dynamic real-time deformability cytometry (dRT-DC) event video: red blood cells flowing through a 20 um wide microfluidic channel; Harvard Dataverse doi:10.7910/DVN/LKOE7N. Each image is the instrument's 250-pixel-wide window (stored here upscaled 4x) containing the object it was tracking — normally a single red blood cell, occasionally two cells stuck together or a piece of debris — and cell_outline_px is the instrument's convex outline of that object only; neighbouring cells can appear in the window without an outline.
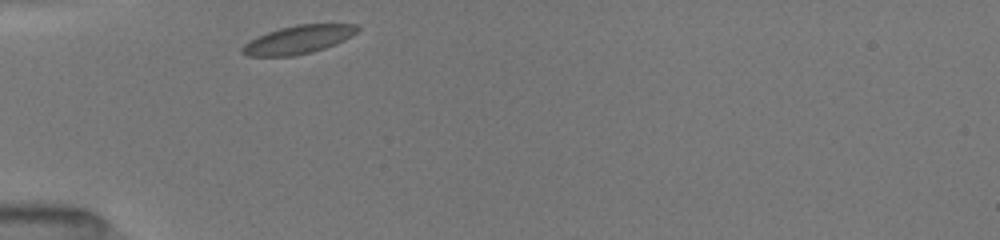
{"species": "common noctule bat (a hibernating species)", "species_latin": "Nyctalus noctula", "temperature_condition": "room temperature", "stored_images_in_passage": 7, "camera_frame_rate_fps": 3000, "um_per_image_px": 0.085, "animal": {"sex": "female", "body_mass_g": 19.5, "forearm_length_mm": 54.1}, "frame": {"image": 1, "passage_image": 1, "time_ms": 0.0, "image_size_px": [1000, 240], "cell_outline_px": [[360, 28], [352, 36], [336, 44], [312, 52], [292, 56], [248, 56], [240, 52], [240, 48], [248, 40], [256, 36], [280, 28], [296, 24], [360, 24]], "centroid_in_image_um": [25.34, 3.36], "position_along_channel_um": 59.7, "area_um2": 19.13}}
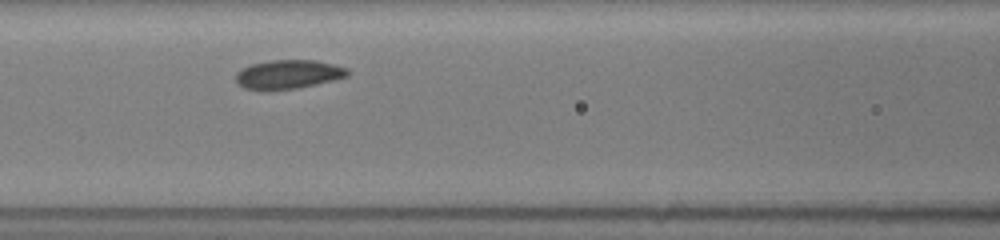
{"frame": {"image": 2, "passage_image": 5, "time_ms": 2.333, "image_size_px": [1000, 240], "cell_outline_px": [[348, 76], [316, 84], [296, 88], [264, 92], [244, 88], [236, 80], [236, 72], [240, 68], [252, 64], [272, 60], [316, 60], [348, 68]], "centroid_in_image_um": [24.45, 6.33], "position_along_channel_um": 142.1, "area_um2": 19.02}}
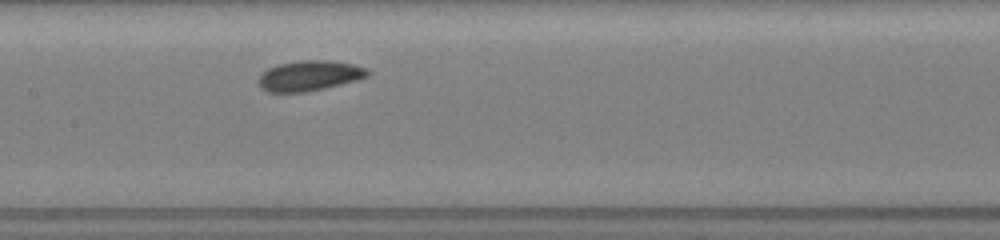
{"frame": {"image": 3, "passage_image": 7, "time_ms": 3.333, "image_size_px": [1000, 240], "cell_outline_px": [[372, 72], [368, 76], [356, 80], [324, 88], [304, 92], [268, 92], [260, 88], [260, 76], [268, 68], [280, 64], [300, 60], [332, 60], [352, 64], [368, 68]], "centroid_in_image_um": [26.34, 6.42], "position_along_channel_um": 181.1, "area_um2": 19.13}}